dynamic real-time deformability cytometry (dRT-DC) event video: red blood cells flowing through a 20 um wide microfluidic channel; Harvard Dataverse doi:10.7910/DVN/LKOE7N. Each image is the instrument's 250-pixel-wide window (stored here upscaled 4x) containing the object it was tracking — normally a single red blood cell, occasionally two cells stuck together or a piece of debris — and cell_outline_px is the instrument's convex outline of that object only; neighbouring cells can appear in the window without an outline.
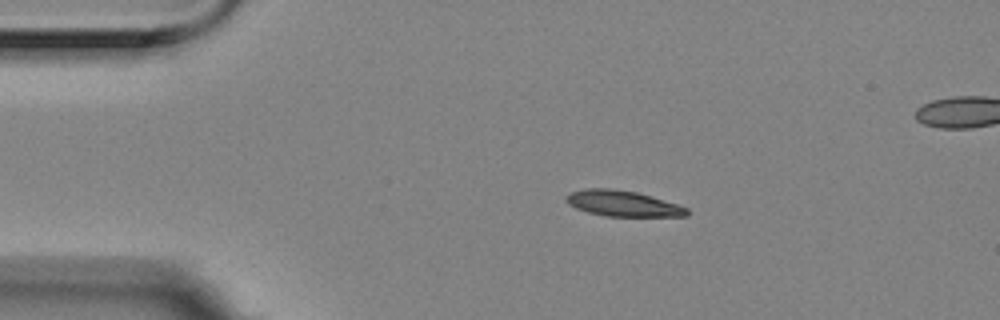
{"species": "Egyptian fruit bat (a non-hibernating species)", "species_latin": "Rousettus aegyptiacus", "temperature_condition": "room temperature", "stored_images_in_passage": 10, "camera_frame_rate_fps": 3000, "um_per_image_px": 0.085, "animal": {"sex": "female"}, "frame": {"image": 1, "passage_image": 2, "time_ms": 0.333, "image_size_px": [1000, 320], "cell_outline_px": [[688, 216], [604, 216], [588, 212], [576, 208], [568, 204], [564, 200], [564, 196], [572, 192], [584, 188], [612, 188], [636, 192], [676, 204], [688, 208]], "centroid_in_image_um": [52.87, 17.29], "position_along_channel_um": 32.1, "area_um2": 18.03}}
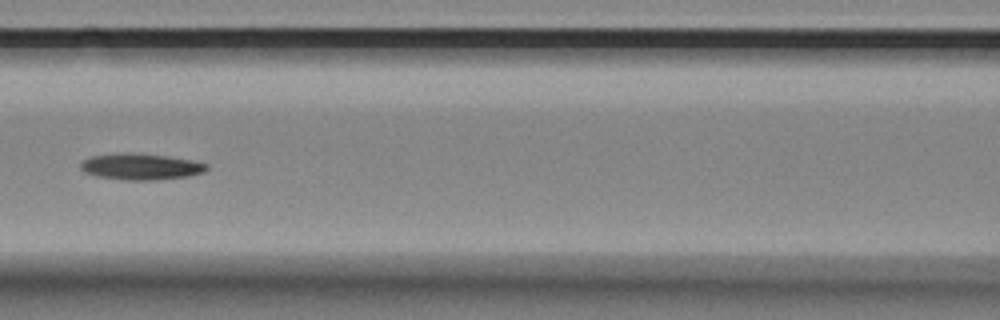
{"frame": {"image": 2, "passage_image": 6, "time_ms": 1.667, "image_size_px": [1000, 320], "cell_outline_px": [[208, 168], [204, 172], [188, 176], [152, 180], [124, 180], [96, 176], [84, 172], [80, 168], [80, 164], [84, 160], [92, 156], [168, 156], [192, 160], [208, 164]], "centroid_in_image_um": [12.03, 14.22], "position_along_channel_um": 154.6, "area_um2": 18.15}}
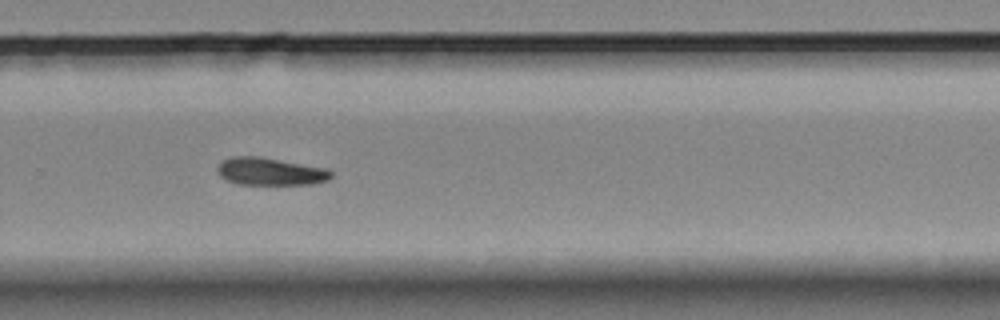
{"frame": {"image": 3, "passage_image": 10, "time_ms": 3.0, "image_size_px": [1000, 320], "cell_outline_px": [[332, 176], [328, 180], [312, 184], [240, 184], [228, 180], [220, 176], [216, 168], [224, 160], [232, 156], [260, 156], [328, 168], [332, 172]], "centroid_in_image_um": [23.01, 14.57], "position_along_channel_um": 306.8, "area_um2": 18.26}}